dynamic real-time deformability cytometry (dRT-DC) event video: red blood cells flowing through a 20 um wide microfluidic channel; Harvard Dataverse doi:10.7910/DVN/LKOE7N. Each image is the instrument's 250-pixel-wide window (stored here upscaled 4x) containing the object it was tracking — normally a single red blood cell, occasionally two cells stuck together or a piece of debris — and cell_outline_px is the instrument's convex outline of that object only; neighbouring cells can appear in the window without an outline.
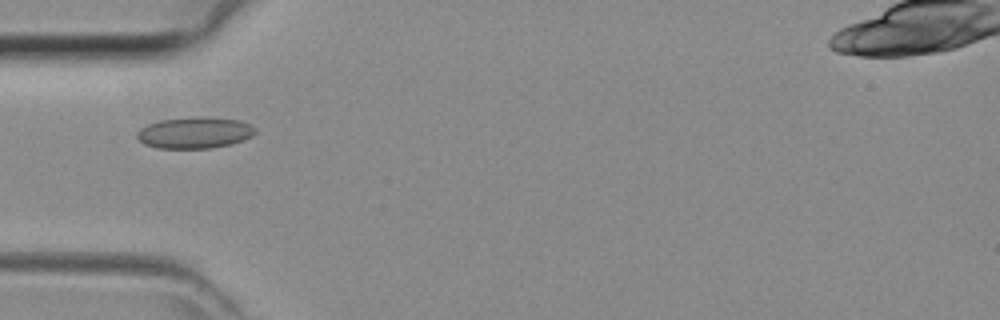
{"species": "common noctule bat (a hibernating species)", "species_latin": "Nyctalus noctula", "temperature_condition": "room temperature", "stored_images_in_passage": 36, "camera_frame_rate_fps": 3000, "um_per_image_px": 0.085, "animal": {"sex": "female", "body_mass_g": 29.2, "forearm_length_mm": 56.3}, "frame": {"image": 1, "passage_image": 6, "time_ms": 1.667, "image_size_px": [1000, 320], "cell_outline_px": [[256, 132], [252, 136], [228, 144], [208, 148], [156, 148], [144, 144], [136, 136], [136, 132], [140, 128], [148, 124], [160, 120], [240, 120], [252, 124], [256, 128]], "centroid_in_image_um": [16.51, 11.33], "position_along_channel_um": 68.5, "area_um2": 20.4}}
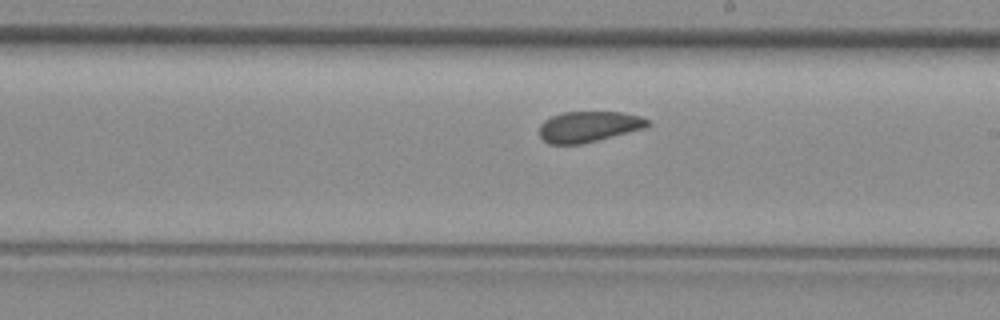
{"frame": {"image": 2, "passage_image": 17, "time_ms": 5.333, "image_size_px": [1000, 320], "cell_outline_px": [[652, 124], [648, 128], [580, 144], [548, 144], [540, 136], [540, 124], [544, 120], [552, 116], [564, 112], [620, 112], [640, 116], [648, 120]], "centroid_in_image_um": [50.07, 10.76], "position_along_channel_um": 238.9, "area_um2": 19.48}}
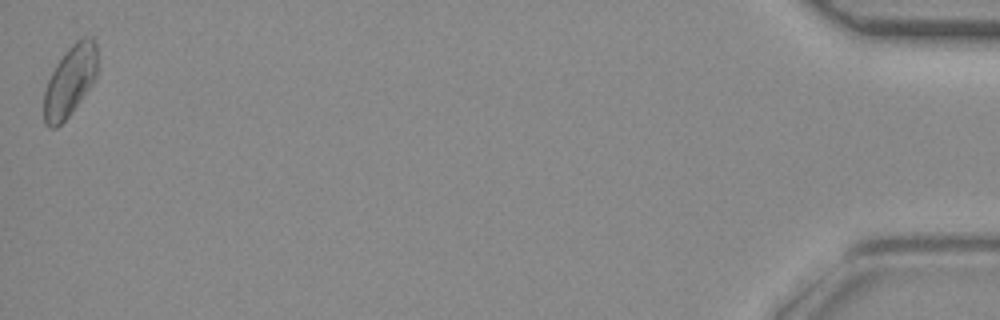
{"frame": {"image": 3, "passage_image": 36, "time_ms": 11.667, "image_size_px": [1000, 320], "cell_outline_px": [[96, 76], [68, 116], [56, 128], [52, 128], [44, 124], [44, 92], [48, 80], [56, 64], [68, 48], [76, 40], [84, 36], [92, 36], [96, 44]], "centroid_in_image_um": [5.92, 6.86], "position_along_channel_um": 429.3, "area_um2": 21.5}}